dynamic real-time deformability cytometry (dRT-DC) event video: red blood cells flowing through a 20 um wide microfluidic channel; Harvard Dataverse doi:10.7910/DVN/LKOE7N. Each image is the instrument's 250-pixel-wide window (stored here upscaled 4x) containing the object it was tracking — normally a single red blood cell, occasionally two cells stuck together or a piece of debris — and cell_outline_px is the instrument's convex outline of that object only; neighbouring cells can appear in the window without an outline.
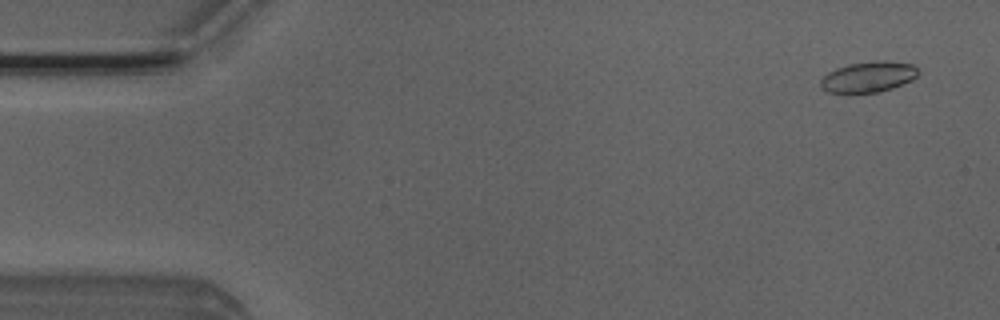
{"species": "Egyptian fruit bat (a non-hibernating species)", "species_latin": "Rousettus aegyptiacus", "temperature_condition": "room temperature", "stored_images_in_passage": 52, "camera_frame_rate_fps": 3000, "um_per_image_px": 0.085, "animal": {"sex": "male"}, "frame": {"image": 1, "passage_image": 3, "time_ms": 0.667, "image_size_px": [1000, 320], "cell_outline_px": [[920, 72], [912, 80], [904, 84], [892, 88], [876, 92], [828, 92], [820, 88], [820, 80], [828, 72], [836, 68], [848, 64], [872, 60], [884, 60], [912, 64]], "centroid_in_image_um": [73.81, 6.51], "position_along_channel_um": 11.2, "area_um2": 17.51}}
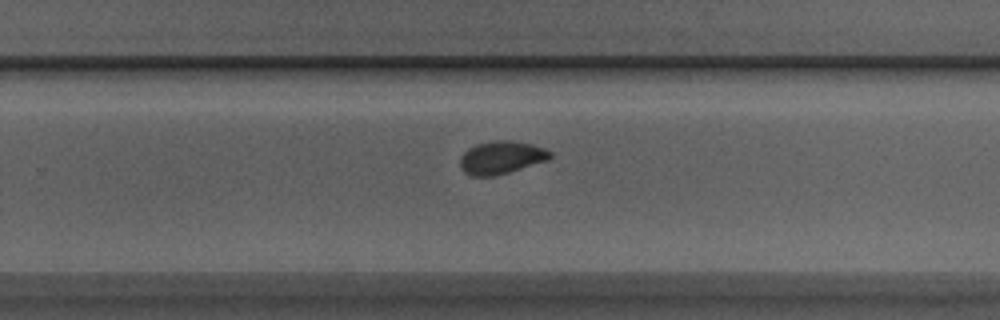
{"frame": {"image": 2, "passage_image": 33, "time_ms": 10.667, "image_size_px": [1000, 320], "cell_outline_px": [[552, 156], [548, 160], [508, 172], [492, 176], [472, 176], [464, 172], [460, 168], [460, 156], [468, 148], [476, 144], [492, 140], [512, 140], [532, 144], [544, 148], [552, 152]], "centroid_in_image_um": [42.59, 13.37], "position_along_channel_um": 287.2, "area_um2": 17.34}}
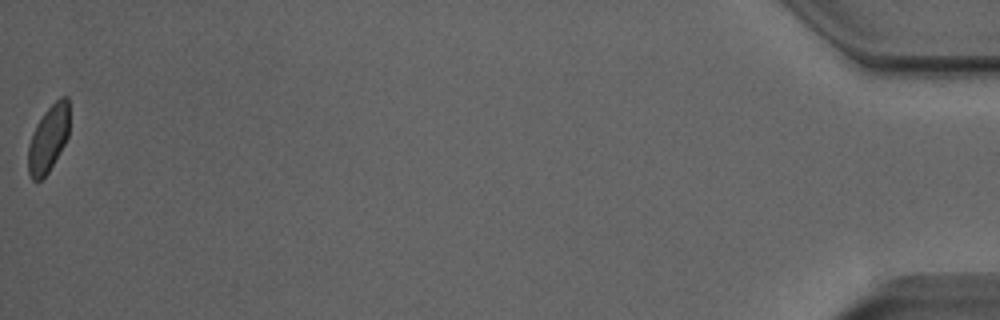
{"frame": {"image": 3, "passage_image": 52, "time_ms": 17.0, "image_size_px": [1000, 320], "cell_outline_px": [[68, 136], [64, 144], [48, 172], [40, 180], [32, 180], [28, 176], [28, 144], [36, 124], [44, 112], [60, 96], [68, 96]], "centroid_in_image_um": [4.09, 11.79], "position_along_channel_um": 431.1, "area_um2": 15.9}, "authors_computed_cell_mechanics": {"area_um2": 17.34, "velocity_mm_per_s": 3.9494, "shape_relaxation_time_tau1_ms": 4.5201, "shape_relaxation_time_tau2_ms": 0.9621, "deformation_change_tau1": 0.1113, "deformation_change_tau2": 0.0558}}